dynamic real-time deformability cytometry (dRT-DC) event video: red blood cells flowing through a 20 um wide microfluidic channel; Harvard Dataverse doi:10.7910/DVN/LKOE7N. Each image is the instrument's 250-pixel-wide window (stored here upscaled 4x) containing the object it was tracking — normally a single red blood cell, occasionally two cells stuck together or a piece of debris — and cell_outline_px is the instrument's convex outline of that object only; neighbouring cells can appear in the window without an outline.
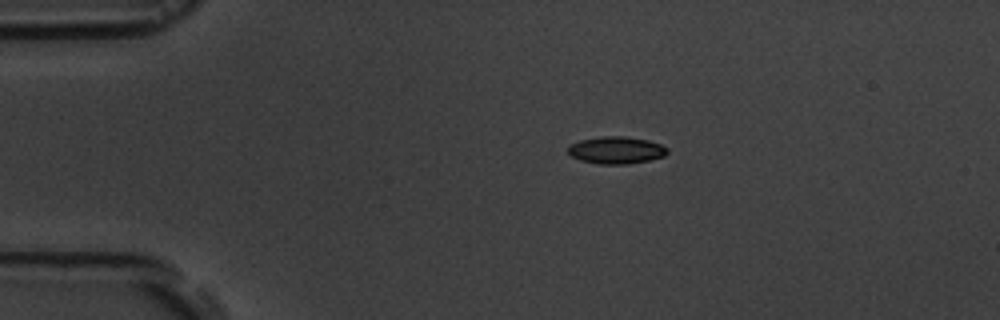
{"species": "common noctule bat (a hibernating species)", "species_latin": "Nyctalus noctula", "temperature_condition": "room temperature", "stored_images_in_passage": 7, "camera_frame_rate_fps": 3000, "um_per_image_px": 0.085, "animal": {"sex": "male", "body_mass_g": 19.5, "forearm_length_mm": 54.6}, "frame": {"image": 1, "passage_image": 3, "time_ms": 2.0, "image_size_px": [1000, 320], "cell_outline_px": [[668, 152], [664, 156], [648, 160], [628, 164], [600, 164], [580, 160], [572, 156], [568, 152], [568, 144], [580, 140], [604, 136], [624, 136], [648, 140], [660, 144], [668, 148]], "centroid_in_image_um": [52.37, 12.76], "position_along_channel_um": 32.6, "area_um2": 15.72}}
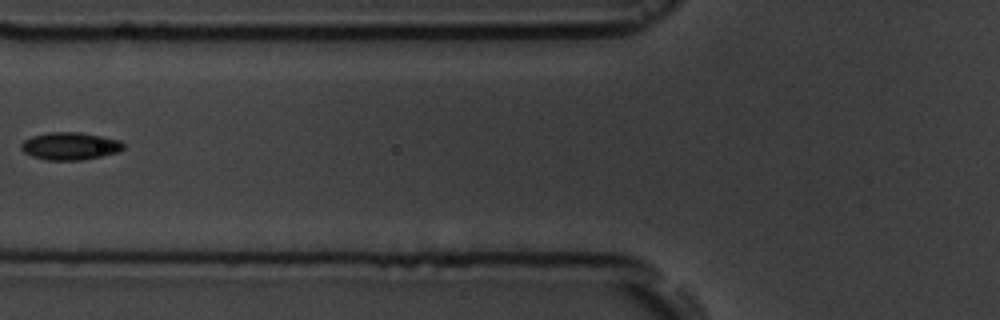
{"frame": {"image": 2, "passage_image": 6, "time_ms": 5.667, "image_size_px": [1000, 320], "cell_outline_px": [[124, 148], [116, 152], [100, 156], [80, 160], [48, 160], [32, 156], [24, 152], [20, 148], [20, 144], [24, 140], [32, 136], [48, 132], [80, 132], [104, 136], [120, 140], [124, 144]], "centroid_in_image_um": [5.94, 12.4], "position_along_channel_um": 119.9, "area_um2": 16.42}}
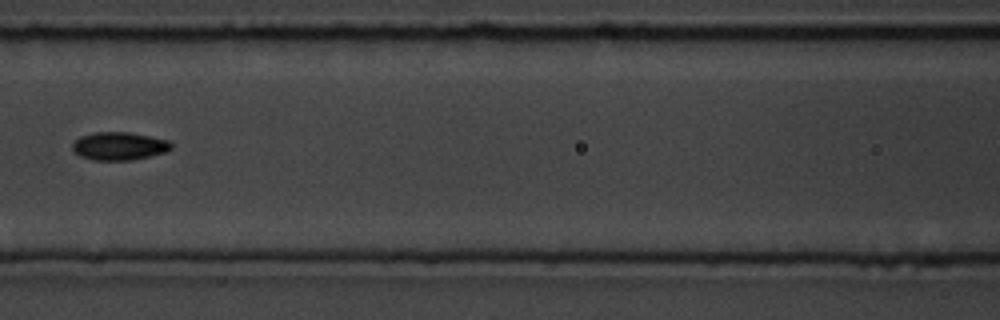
{"frame": {"image": 3, "passage_image": 7, "time_ms": 6.667, "image_size_px": [1000, 320], "cell_outline_px": [[172, 148], [164, 152], [132, 160], [92, 160], [80, 156], [72, 148], [72, 144], [80, 136], [96, 132], [128, 132], [168, 140], [172, 144]], "centroid_in_image_um": [10.11, 12.41], "position_along_channel_um": 156.5, "area_um2": 15.95}}